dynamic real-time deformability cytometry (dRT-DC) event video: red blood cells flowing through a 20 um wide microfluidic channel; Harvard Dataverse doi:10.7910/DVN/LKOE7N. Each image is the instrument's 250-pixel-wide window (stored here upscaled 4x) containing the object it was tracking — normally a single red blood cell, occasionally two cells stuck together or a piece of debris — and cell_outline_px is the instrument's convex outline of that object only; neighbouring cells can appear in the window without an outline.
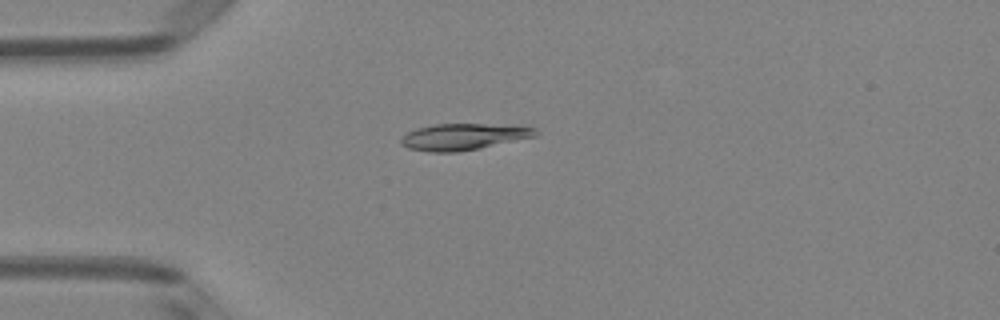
{"species": "Egyptian fruit bat (a non-hibernating species)", "species_latin": "Rousettus aegyptiacus", "temperature_condition": "room temperature", "stored_images_in_passage": 4, "camera_frame_rate_fps": 3000, "um_per_image_px": 0.085, "animal": {"sex": "female"}, "frame": {"image": 1, "passage_image": 4, "time_ms": 1.0, "image_size_px": [1000, 320], "cell_outline_px": [[540, 132], [536, 136], [480, 148], [456, 152], [428, 152], [408, 148], [400, 144], [400, 140], [408, 132], [416, 128], [436, 124], [524, 124], [536, 128]], "centroid_in_image_um": [39.48, 11.6], "position_along_channel_um": 45.5, "area_um2": 21.1}}